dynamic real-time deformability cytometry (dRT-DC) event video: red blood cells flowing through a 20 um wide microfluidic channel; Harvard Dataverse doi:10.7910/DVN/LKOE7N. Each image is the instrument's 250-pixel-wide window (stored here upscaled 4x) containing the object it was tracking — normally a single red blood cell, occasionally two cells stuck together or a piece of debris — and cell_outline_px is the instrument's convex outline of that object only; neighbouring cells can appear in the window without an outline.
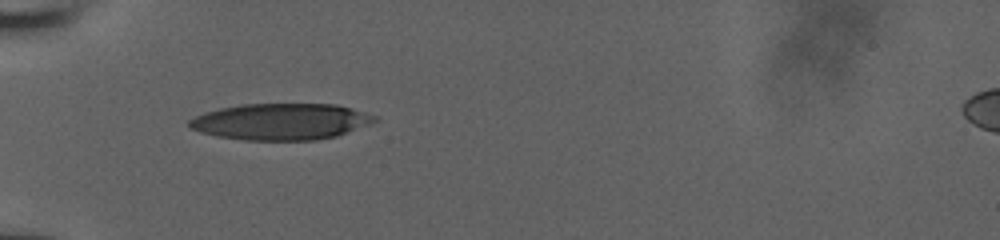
{"species": "human", "species_latin": "Homo sapiens", "temperature_condition": "room temperature", "stored_images_in_passage": 7, "camera_frame_rate_fps": 3000, "um_per_image_px": 0.085, "donor": {"sex": "male"}, "frame": {"image": 1, "passage_image": 1, "time_ms": 0.0, "image_size_px": [1000, 240], "cell_outline_px": [[380, 120], [372, 124], [336, 136], [316, 140], [244, 140], [216, 136], [200, 132], [192, 128], [188, 124], [188, 120], [204, 112], [220, 108], [240, 104], [336, 104], [352, 108], [380, 116]], "centroid_in_image_um": [23.94, 10.33], "position_along_channel_um": 61.1, "area_um2": 39.71}}
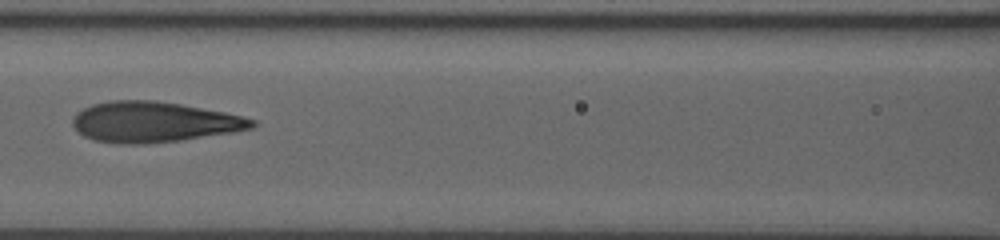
{"frame": {"image": 2, "passage_image": 3, "time_ms": 2.667, "image_size_px": [1000, 240], "cell_outline_px": [[256, 124], [252, 128], [236, 132], [180, 140], [144, 144], [120, 144], [96, 140], [84, 136], [72, 124], [72, 116], [76, 112], [92, 104], [112, 100], [156, 100], [180, 104], [224, 112], [244, 116], [256, 120]], "centroid_in_image_um": [13.08, 10.36], "position_along_channel_um": 153.5, "area_um2": 42.43}}
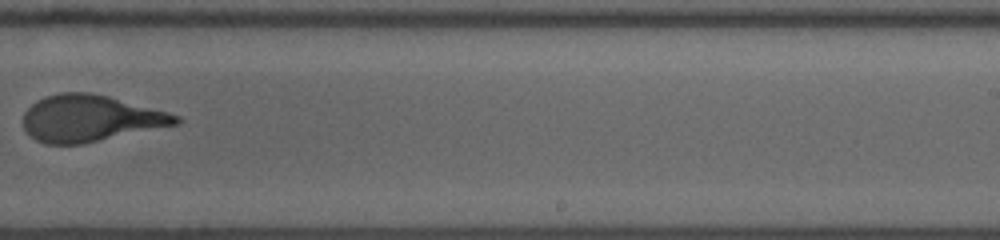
{"frame": {"image": 3, "passage_image": 6, "time_ms": 6.0, "image_size_px": [1000, 240], "cell_outline_px": [[180, 124], [80, 144], [44, 144], [36, 140], [24, 128], [24, 112], [36, 100], [60, 92], [92, 92], [108, 96], [168, 112], [180, 116]], "centroid_in_image_um": [7.67, 10.06], "position_along_channel_um": 281.3, "area_um2": 41.15}}